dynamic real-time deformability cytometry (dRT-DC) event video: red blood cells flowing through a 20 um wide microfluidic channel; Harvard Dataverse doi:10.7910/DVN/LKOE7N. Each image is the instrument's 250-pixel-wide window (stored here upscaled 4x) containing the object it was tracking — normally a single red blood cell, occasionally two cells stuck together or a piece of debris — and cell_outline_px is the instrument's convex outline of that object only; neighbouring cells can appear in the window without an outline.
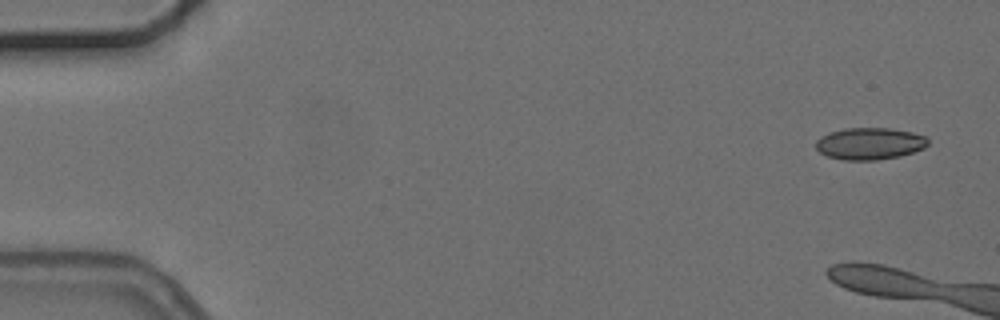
{"species": "common noctule bat (a hibernating species)", "species_latin": "Nyctalus noctula", "temperature_condition": "cold", "stored_images_in_passage": 6, "camera_frame_rate_fps": 3000, "um_per_image_px": 0.085, "animal": {"sex": "female", "body_mass_g": 24.6, "forearm_length_mm": 56.2}, "frame": {"image": 1, "passage_image": 1, "time_ms": 0.0, "image_size_px": [1000, 320], "cell_outline_px": [[928, 144], [924, 148], [900, 156], [876, 160], [844, 160], [828, 156], [820, 152], [816, 148], [816, 140], [820, 136], [828, 132], [844, 128], [888, 128], [912, 132], [924, 136], [928, 140]], "centroid_in_image_um": [73.89, 12.2], "position_along_channel_um": 11.1, "area_um2": 20.87}}
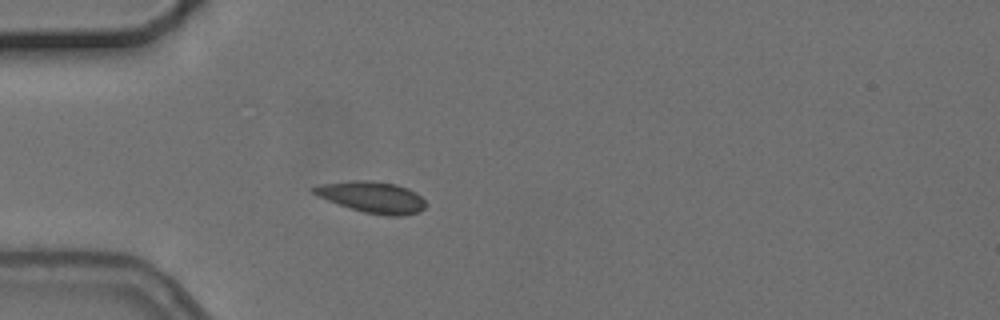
{"frame": {"image": 2, "passage_image": 6, "time_ms": 6.333, "image_size_px": [1000, 320], "cell_outline_px": [[424, 208], [420, 212], [400, 216], [388, 216], [364, 212], [328, 200], [312, 192], [308, 188], [320, 184], [352, 180], [372, 180], [396, 184], [408, 188], [416, 192], [424, 200]], "centroid_in_image_um": [31.63, 16.74], "position_along_channel_um": 53.4, "area_um2": 20.35}}